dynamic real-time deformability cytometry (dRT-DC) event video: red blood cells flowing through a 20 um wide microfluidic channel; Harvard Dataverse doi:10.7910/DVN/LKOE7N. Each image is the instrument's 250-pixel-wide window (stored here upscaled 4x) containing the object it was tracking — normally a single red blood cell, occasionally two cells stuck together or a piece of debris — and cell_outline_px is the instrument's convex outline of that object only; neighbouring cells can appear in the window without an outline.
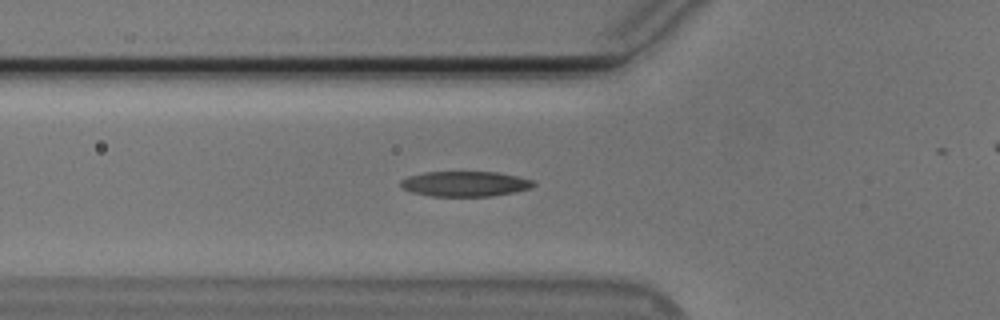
{"species": "Egyptian fruit bat (a non-hibernating species)", "species_latin": "Rousettus aegyptiacus", "temperature_condition": "cold", "stored_images_in_passage": 43, "camera_frame_rate_fps": 3000, "um_per_image_px": 0.085, "animal": {"sex": "male"}, "frame": {"image": 1, "passage_image": 18, "time_ms": 5.667, "image_size_px": [1000, 320], "cell_outline_px": [[536, 184], [532, 188], [492, 196], [432, 196], [412, 192], [404, 188], [400, 184], [400, 180], [408, 176], [424, 172], [496, 172], [516, 176], [532, 180]], "centroid_in_image_um": [39.52, 15.62], "position_along_channel_um": 86.3, "area_um2": 19.36}}
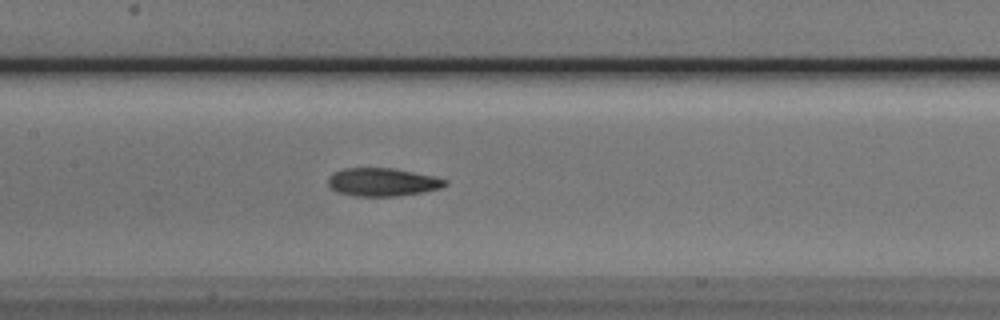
{"frame": {"image": 2, "passage_image": 25, "time_ms": 8.0, "image_size_px": [1000, 320], "cell_outline_px": [[448, 184], [440, 188], [420, 192], [396, 196], [356, 196], [340, 192], [332, 188], [328, 184], [328, 176], [344, 168], [392, 168], [432, 176], [448, 180]], "centroid_in_image_um": [32.51, 15.47], "position_along_channel_um": 174.9, "area_um2": 18.84}}
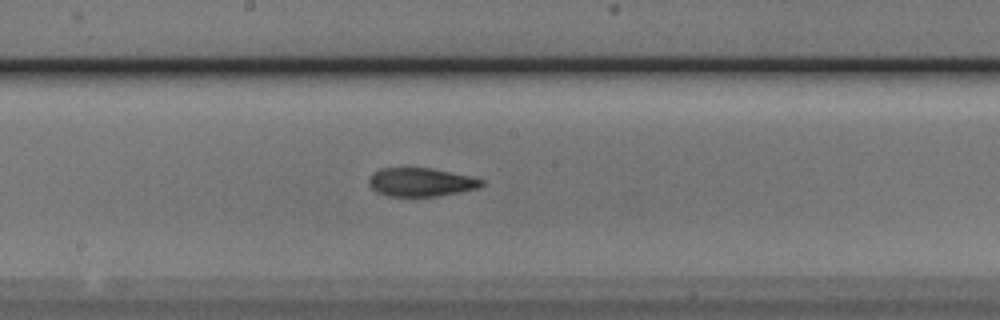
{"frame": {"image": 3, "passage_image": 28, "time_ms": 9.0, "image_size_px": [1000, 320], "cell_outline_px": [[484, 184], [480, 188], [440, 196], [388, 196], [376, 192], [368, 184], [368, 180], [372, 172], [380, 168], [432, 168], [468, 176], [484, 180]], "centroid_in_image_um": [35.76, 15.49], "position_along_channel_um": 212.4, "area_um2": 18.84}}